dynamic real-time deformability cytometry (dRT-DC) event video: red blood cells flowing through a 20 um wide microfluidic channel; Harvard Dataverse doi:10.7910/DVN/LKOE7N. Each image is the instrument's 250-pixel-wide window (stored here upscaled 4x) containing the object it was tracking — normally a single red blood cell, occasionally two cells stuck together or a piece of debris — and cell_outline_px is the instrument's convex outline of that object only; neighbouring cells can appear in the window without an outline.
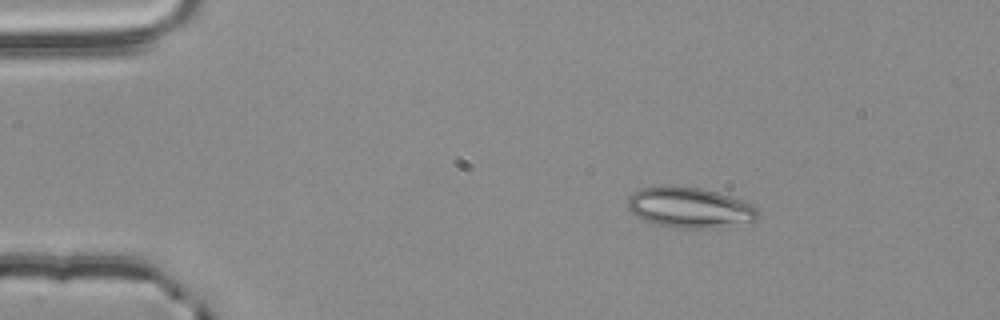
{"species": "common noctule bat (a hibernating species)", "species_latin": "Nyctalus noctula", "temperature_condition": "room temperature", "stored_images_in_passage": 47, "camera_frame_rate_fps": 3000, "um_per_image_px": 0.085, "animal": {"sex": "male", "body_mass_g": 20.4}, "frame": {"image": 1, "passage_image": 1, "time_ms": 0.0, "image_size_px": [1000, 320], "cell_outline_px": [[760, 212], [756, 220], [704, 228], [676, 228], [652, 224], [636, 216], [628, 208], [628, 196], [632, 192], [640, 188], [700, 188], [716, 192], [744, 200], [752, 204]], "centroid_in_image_um": [58.6, 17.66], "position_along_channel_um": 26.4, "area_um2": 30.0}}
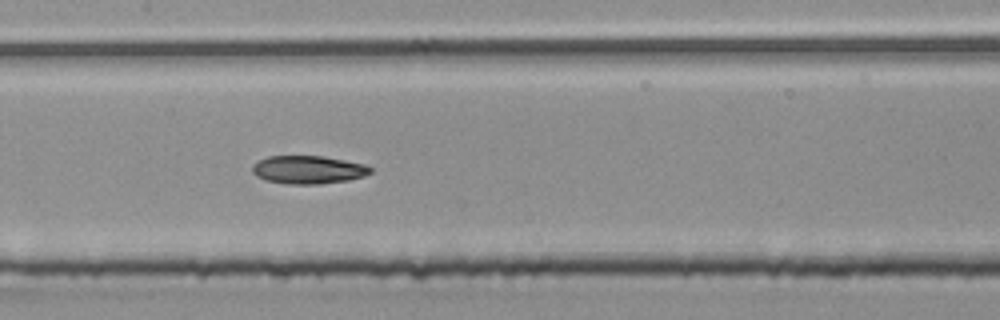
{"frame": {"image": 2, "passage_image": 19, "time_ms": 6.0, "image_size_px": [1000, 320], "cell_outline_px": [[372, 172], [364, 176], [348, 180], [320, 184], [284, 184], [264, 180], [256, 176], [252, 172], [252, 164], [268, 156], [324, 156], [364, 164], [372, 168]], "centroid_in_image_um": [26.17, 14.43], "position_along_channel_um": 181.2, "area_um2": 19.48}}
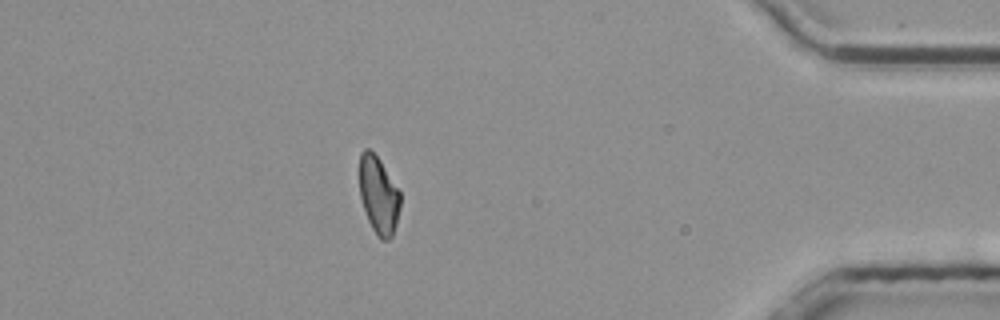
{"frame": {"image": 3, "passage_image": 40, "time_ms": 13.0, "image_size_px": [1000, 320], "cell_outline_px": [[400, 208], [396, 224], [392, 236], [388, 240], [380, 240], [372, 228], [368, 220], [360, 196], [360, 152], [364, 148], [368, 148], [380, 160], [400, 192]], "centroid_in_image_um": [32.18, 16.6], "position_along_channel_um": 403.0, "area_um2": 18.26}, "authors_computed_cell_mechanics": {"area_um2": 19.3052, "velocity_mm_per_s": 3.8279, "shape_relaxation_time_tau1_ms": null, "shape_relaxation_time_tau2_ms": 6.1411, "deformation_change_tau1": null, "deformation_change_tau2": 0.1302}}